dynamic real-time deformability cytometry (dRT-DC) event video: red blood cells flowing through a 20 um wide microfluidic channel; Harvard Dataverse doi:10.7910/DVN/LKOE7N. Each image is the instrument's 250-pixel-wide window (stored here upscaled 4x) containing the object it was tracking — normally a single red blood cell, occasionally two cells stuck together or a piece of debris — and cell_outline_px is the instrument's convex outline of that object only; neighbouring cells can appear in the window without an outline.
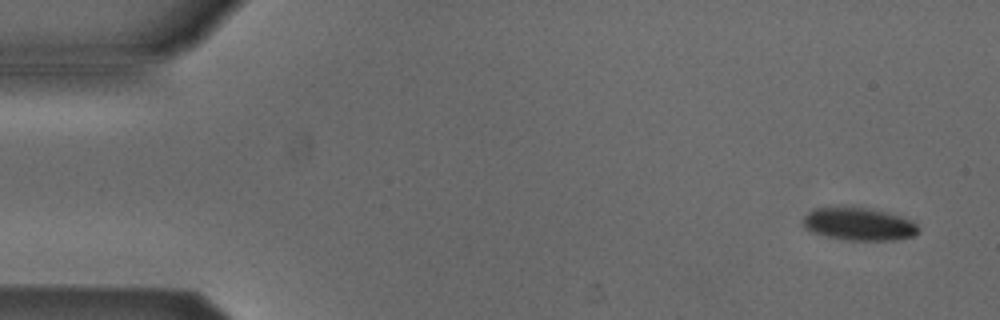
{"species": "Egyptian fruit bat (a non-hibernating species)", "species_latin": "Rousettus aegyptiacus", "temperature_condition": "cold", "stored_images_in_passage": 4, "camera_frame_rate_fps": 3000, "um_per_image_px": 0.085, "animal": {"sex": "male"}, "frame": {"image": 1, "passage_image": 1, "time_ms": 0.0, "image_size_px": [1000, 320], "cell_outline_px": [[920, 232], [912, 236], [896, 240], [844, 240], [824, 236], [808, 232], [804, 228], [804, 216], [812, 208], [840, 204], [872, 208], [900, 216], [912, 220], [920, 228]], "centroid_in_image_um": [72.94, 19.01], "position_along_channel_um": 12.1, "area_um2": 23.0}}
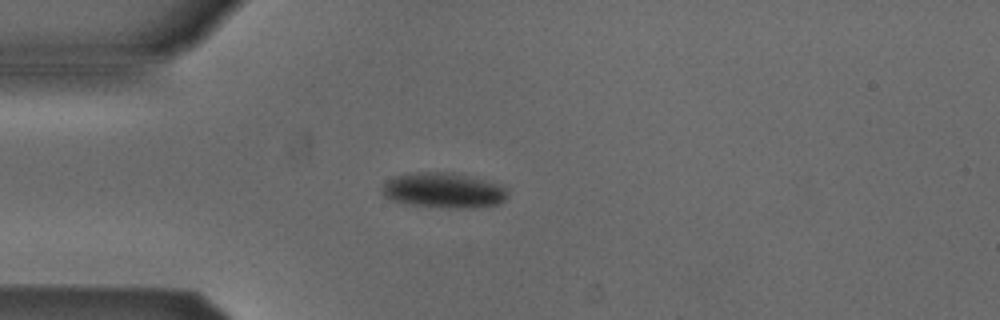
{"frame": {"image": 2, "passage_image": 4, "time_ms": 1.0, "image_size_px": [1000, 320], "cell_outline_px": [[508, 196], [500, 204], [472, 208], [448, 208], [408, 204], [392, 200], [384, 196], [380, 192], [384, 184], [388, 180], [396, 176], [408, 172], [448, 172], [496, 184], [508, 188]], "centroid_in_image_um": [37.68, 16.2], "position_along_channel_um": 47.3, "area_um2": 25.61}}